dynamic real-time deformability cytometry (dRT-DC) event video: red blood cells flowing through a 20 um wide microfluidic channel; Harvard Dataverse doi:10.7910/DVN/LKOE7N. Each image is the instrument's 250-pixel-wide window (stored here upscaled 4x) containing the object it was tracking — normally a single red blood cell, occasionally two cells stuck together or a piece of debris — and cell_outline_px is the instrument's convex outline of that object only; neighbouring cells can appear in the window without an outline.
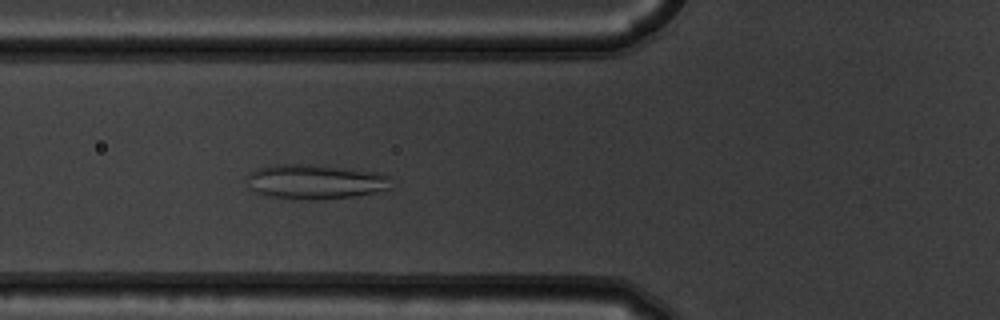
{"species": "common noctule bat (a hibernating species)", "species_latin": "Nyctalus noctula", "temperature_condition": "warm", "stored_images_in_passage": 54, "camera_frame_rate_fps": 3000, "um_per_image_px": 0.085, "animal": {"sex": "male", "body_mass_g": 19.5, "forearm_length_mm": 54.6}, "frame": {"image": 1, "passage_image": 20, "time_ms": 6.333, "image_size_px": [1000, 320], "cell_outline_px": [[392, 188], [356, 196], [312, 200], [304, 200], [268, 196], [252, 192], [248, 188], [248, 176], [252, 172], [260, 168], [276, 164], [324, 164], [376, 172], [392, 176]], "centroid_in_image_um": [26.84, 15.44], "position_along_channel_um": 99.0, "area_um2": 29.71}}
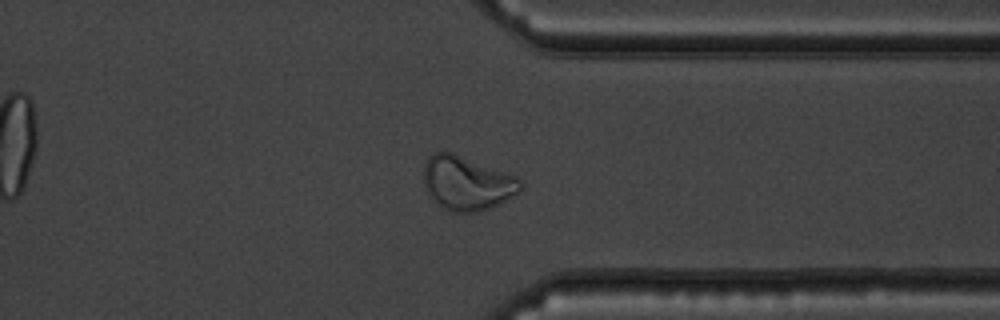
{"frame": {"image": 2, "passage_image": 42, "time_ms": 13.667, "image_size_px": [1000, 320], "cell_outline_px": [[524, 188], [520, 192], [480, 212], [448, 212], [432, 200], [424, 184], [424, 164], [428, 156], [432, 152], [452, 152], [516, 176], [524, 184]], "centroid_in_image_um": [39.67, 15.57], "position_along_channel_um": 371.7, "area_um2": 30.52}}
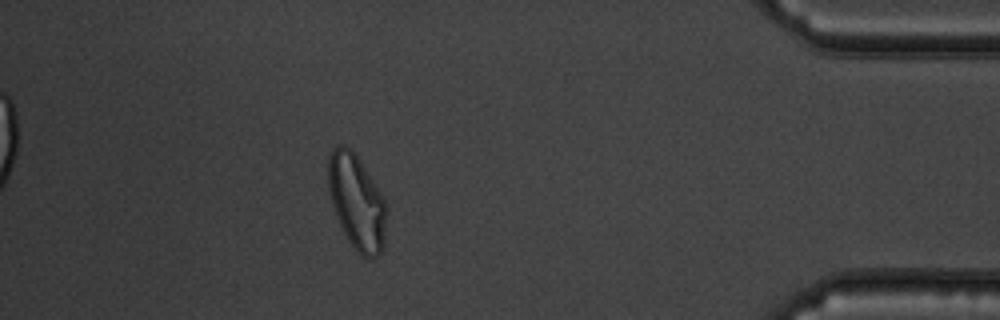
{"frame": {"image": 3, "passage_image": 48, "time_ms": 15.667, "image_size_px": [1000, 320], "cell_outline_px": [[384, 244], [380, 252], [376, 256], [360, 256], [356, 252], [348, 240], [336, 216], [332, 204], [328, 188], [328, 156], [332, 148], [336, 144], [344, 144], [352, 148], [384, 196]], "centroid_in_image_um": [30.28, 17.09], "position_along_channel_um": 404.9, "area_um2": 32.02}}